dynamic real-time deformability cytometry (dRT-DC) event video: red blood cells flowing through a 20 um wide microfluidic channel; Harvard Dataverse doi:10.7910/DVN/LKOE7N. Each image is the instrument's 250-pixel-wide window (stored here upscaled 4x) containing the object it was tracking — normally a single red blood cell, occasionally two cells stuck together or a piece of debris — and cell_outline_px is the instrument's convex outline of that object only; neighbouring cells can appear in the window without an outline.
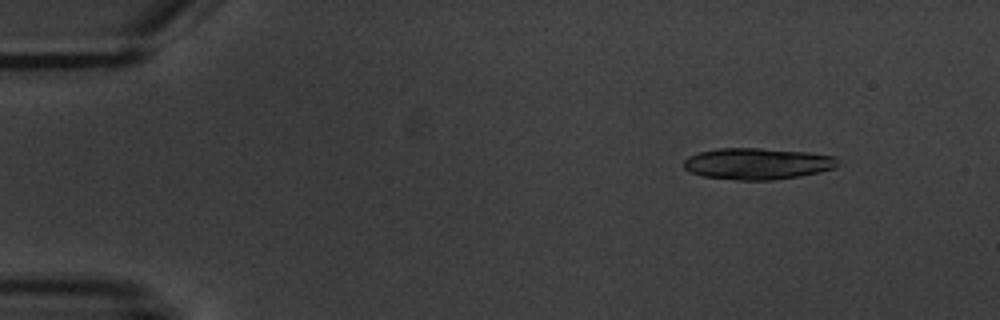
{"species": "common noctule bat (a hibernating species)", "species_latin": "Nyctalus noctula", "temperature_condition": "warm", "stored_images_in_passage": 5, "camera_frame_rate_fps": 3000, "um_per_image_px": 0.085, "animal": {"sex": "male", "body_mass_g": 20.1, "forearm_length_mm": 53.5}, "frame": {"image": 1, "passage_image": 2, "time_ms": 1.0, "image_size_px": [1000, 320], "cell_outline_px": [[840, 164], [836, 168], [820, 172], [800, 176], [772, 180], [736, 180], [704, 176], [688, 172], [684, 168], [684, 160], [688, 156], [700, 152], [716, 148], [760, 148], [808, 152], [836, 156], [840, 160]], "centroid_in_image_um": [64.42, 13.91], "position_along_channel_um": 20.6, "area_um2": 28.55}}